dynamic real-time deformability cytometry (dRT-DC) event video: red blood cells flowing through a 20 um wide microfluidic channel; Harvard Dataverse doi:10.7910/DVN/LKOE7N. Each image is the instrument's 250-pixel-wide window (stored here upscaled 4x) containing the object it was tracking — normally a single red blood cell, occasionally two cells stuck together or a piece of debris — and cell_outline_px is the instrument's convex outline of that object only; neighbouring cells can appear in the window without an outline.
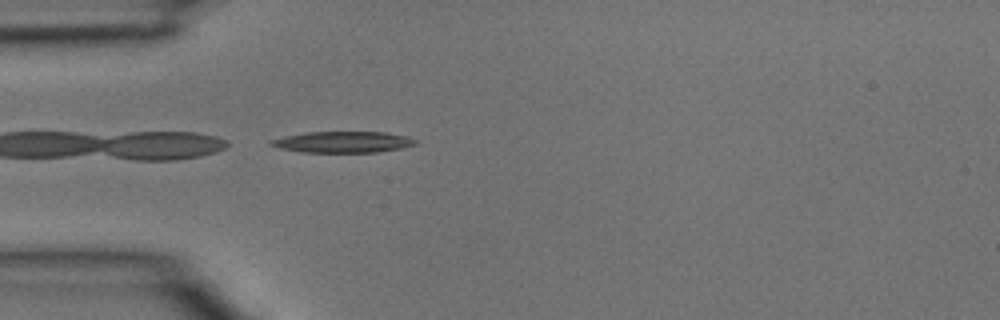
{"species": "common noctule bat (a hibernating species)", "species_latin": "Nyctalus noctula", "temperature_condition": "room temperature", "stored_images_in_passage": 4, "camera_frame_rate_fps": 3000, "um_per_image_px": 0.085, "animal": {"sex": "male", "body_mass_g": 15.6}, "frame": {"image": 1, "passage_image": 4, "time_ms": 1.0, "image_size_px": [1000, 320], "cell_outline_px": [[416, 144], [400, 148], [376, 152], [300, 152], [280, 148], [268, 144], [268, 140], [284, 136], [308, 132], [384, 132], [408, 136], [416, 140]], "centroid_in_image_um": [29.1, 12.07], "position_along_channel_um": 55.9, "area_um2": 17.8}}